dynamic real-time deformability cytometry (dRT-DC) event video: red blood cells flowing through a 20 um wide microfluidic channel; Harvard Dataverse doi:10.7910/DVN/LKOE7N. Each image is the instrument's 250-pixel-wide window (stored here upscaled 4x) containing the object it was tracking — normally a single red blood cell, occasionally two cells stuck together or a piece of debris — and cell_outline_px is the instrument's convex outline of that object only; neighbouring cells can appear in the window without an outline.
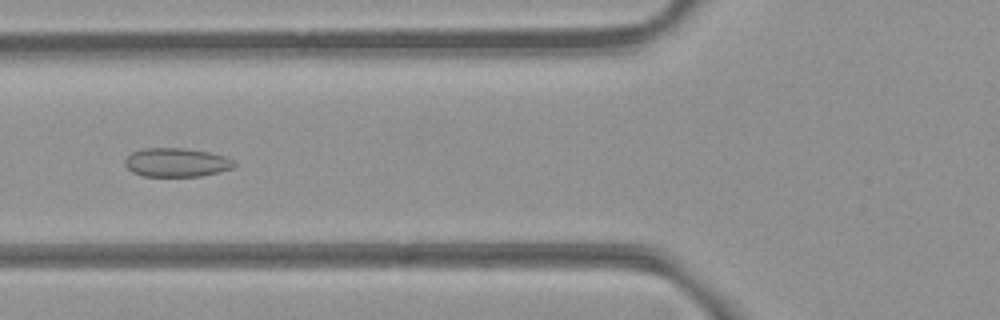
{"species": "common noctule bat (a hibernating species)", "species_latin": "Nyctalus noctula", "temperature_condition": "room temperature", "stored_images_in_passage": 10, "camera_frame_rate_fps": 3000, "um_per_image_px": 0.085, "animal": {"sex": "female", "body_mass_g": 21.9}, "frame": {"image": 1, "passage_image": 7, "time_ms": 2.0, "image_size_px": [1000, 320], "cell_outline_px": [[236, 164], [232, 168], [200, 176], [144, 176], [132, 172], [124, 164], [124, 160], [132, 152], [144, 148], [180, 148], [208, 152], [228, 156]], "centroid_in_image_um": [14.98, 13.8], "position_along_channel_um": 110.8, "area_um2": 18.21}}
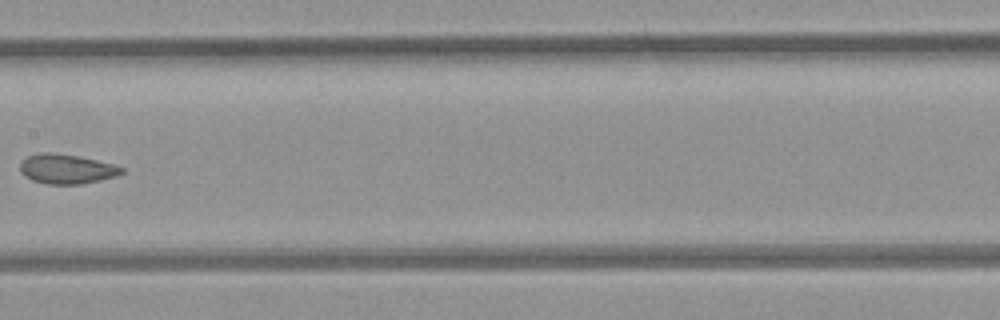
{"frame": {"image": 2, "passage_image": 9, "time_ms": 2.667, "image_size_px": [1000, 320], "cell_outline_px": [[124, 172], [116, 176], [100, 180], [80, 184], [48, 184], [32, 180], [24, 176], [20, 172], [20, 164], [28, 156], [36, 152], [52, 152], [80, 156], [112, 164], [124, 168]], "centroid_in_image_um": [5.64, 14.35], "position_along_channel_um": 201.8, "area_um2": 17.57}}
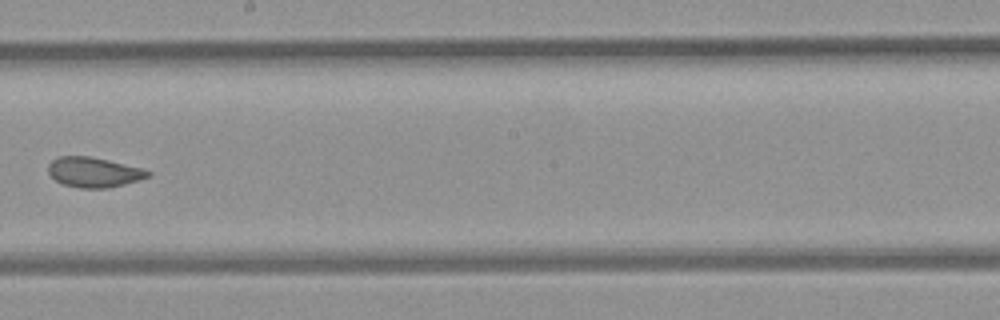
{"frame": {"image": 3, "passage_image": 10, "time_ms": 3.0, "image_size_px": [1000, 320], "cell_outline_px": [[152, 172], [148, 176], [124, 184], [108, 188], [80, 188], [64, 184], [56, 180], [48, 172], [48, 164], [52, 160], [60, 156], [92, 156], [144, 168]], "centroid_in_image_um": [7.97, 14.62], "position_along_channel_um": 240.2, "area_um2": 17.4}}